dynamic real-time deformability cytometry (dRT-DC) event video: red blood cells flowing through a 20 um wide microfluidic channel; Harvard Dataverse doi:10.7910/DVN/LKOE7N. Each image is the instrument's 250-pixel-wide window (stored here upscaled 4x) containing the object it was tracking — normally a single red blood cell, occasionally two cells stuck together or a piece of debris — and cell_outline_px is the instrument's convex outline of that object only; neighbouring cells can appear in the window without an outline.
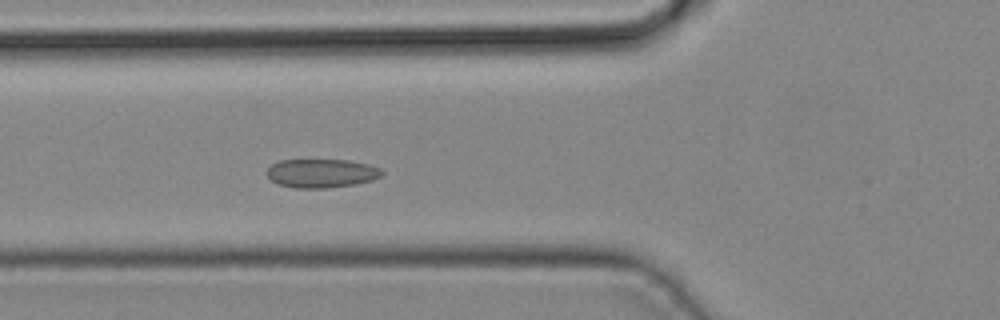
{"species": "common noctule bat (a hibernating species)", "species_latin": "Nyctalus noctula", "temperature_condition": "cold", "stored_images_in_passage": 41, "camera_frame_rate_fps": 3000, "um_per_image_px": 0.085, "animal": {"sex": "male", "body_mass_g": 19.2, "forearm_length_mm": 51.8}, "frame": {"image": 1, "passage_image": 14, "time_ms": 4.333, "image_size_px": [1000, 320], "cell_outline_px": [[384, 172], [380, 176], [372, 180], [356, 184], [324, 188], [296, 188], [280, 184], [272, 180], [268, 176], [268, 168], [272, 164], [280, 160], [348, 160], [368, 164], [380, 168]], "centroid_in_image_um": [27.35, 14.72], "position_along_channel_um": 98.4, "area_um2": 19.07}}
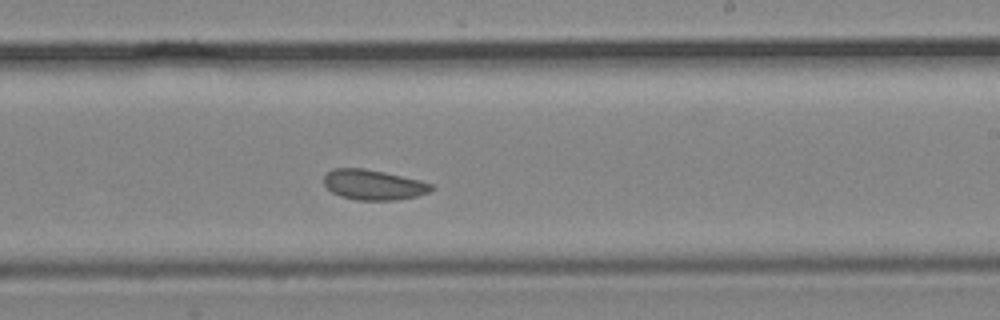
{"frame": {"image": 2, "passage_image": 24, "time_ms": 7.667, "image_size_px": [1000, 320], "cell_outline_px": [[432, 188], [428, 192], [416, 196], [396, 200], [356, 200], [340, 196], [332, 192], [324, 184], [324, 176], [332, 168], [364, 168], [384, 172], [420, 180], [432, 184]], "centroid_in_image_um": [31.71, 15.7], "position_along_channel_um": 257.3, "area_um2": 18.79}}
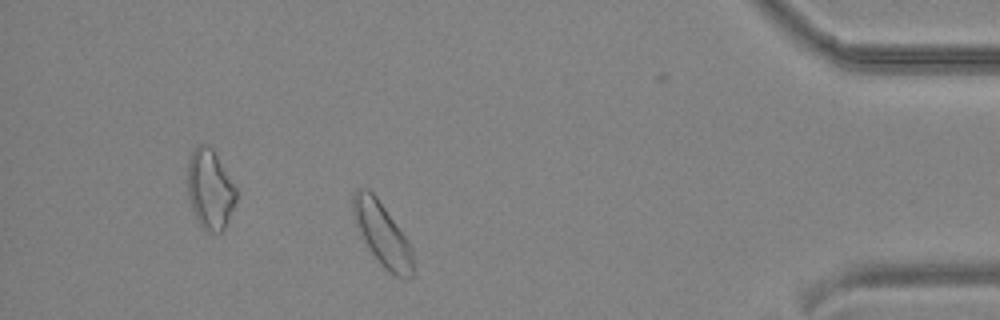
{"frame": {"image": 3, "passage_image": 36, "time_ms": 11.667, "image_size_px": [1000, 320], "cell_outline_px": [[416, 272], [412, 280], [404, 280], [396, 276], [384, 268], [372, 252], [352, 212], [352, 192], [356, 188], [368, 188], [376, 196], [408, 240], [412, 248], [416, 268]], "centroid_in_image_um": [32.58, 19.95], "position_along_channel_um": 402.6, "area_um2": 22.08}}